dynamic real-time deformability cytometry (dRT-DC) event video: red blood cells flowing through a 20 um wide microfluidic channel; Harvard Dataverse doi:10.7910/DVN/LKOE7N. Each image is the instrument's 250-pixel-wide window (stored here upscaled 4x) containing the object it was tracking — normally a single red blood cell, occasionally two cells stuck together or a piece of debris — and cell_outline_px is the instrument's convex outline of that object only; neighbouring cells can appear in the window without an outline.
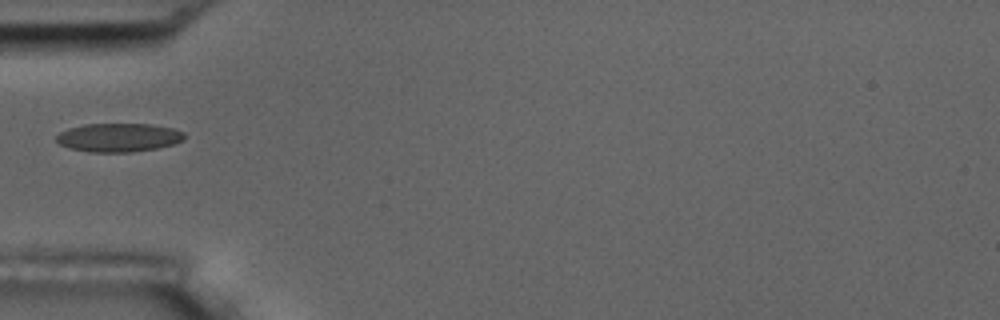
{"species": "common noctule bat (a hibernating species)", "species_latin": "Nyctalus noctula", "temperature_condition": "room temperature", "stored_images_in_passage": 8, "camera_frame_rate_fps": 3000, "um_per_image_px": 0.085, "animal": {"sex": "male", "body_mass_g": 17.5, "forearm_length_mm": 52.3}, "frame": {"image": 1, "passage_image": 5, "time_ms": 5.667, "image_size_px": [1000, 320], "cell_outline_px": [[184, 140], [172, 144], [156, 148], [132, 152], [88, 152], [68, 148], [60, 144], [56, 140], [56, 136], [60, 132], [68, 128], [84, 124], [152, 124], [176, 128], [184, 132]], "centroid_in_image_um": [10.08, 11.68], "position_along_channel_um": 74.9, "area_um2": 21.5}}
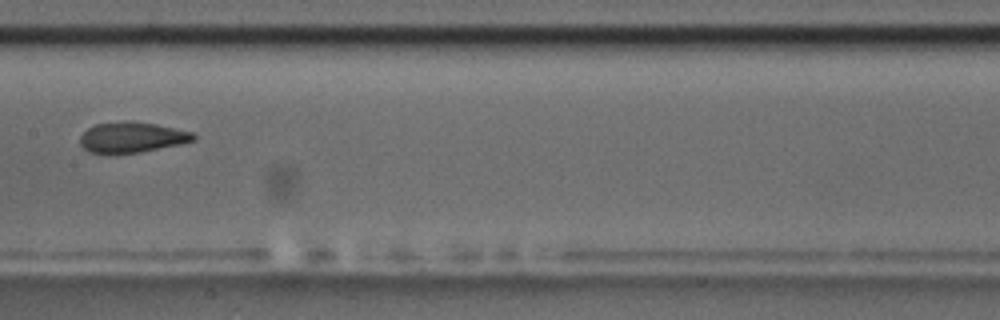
{"frame": {"image": 2, "passage_image": 8, "time_ms": 9.0, "image_size_px": [1000, 320], "cell_outline_px": [[196, 140], [184, 144], [140, 152], [108, 156], [88, 152], [80, 144], [80, 136], [88, 128], [96, 124], [124, 120], [132, 120], [156, 124], [192, 132], [196, 136]], "centroid_in_image_um": [11.19, 11.7], "position_along_channel_um": 196.2, "area_um2": 20.92}}